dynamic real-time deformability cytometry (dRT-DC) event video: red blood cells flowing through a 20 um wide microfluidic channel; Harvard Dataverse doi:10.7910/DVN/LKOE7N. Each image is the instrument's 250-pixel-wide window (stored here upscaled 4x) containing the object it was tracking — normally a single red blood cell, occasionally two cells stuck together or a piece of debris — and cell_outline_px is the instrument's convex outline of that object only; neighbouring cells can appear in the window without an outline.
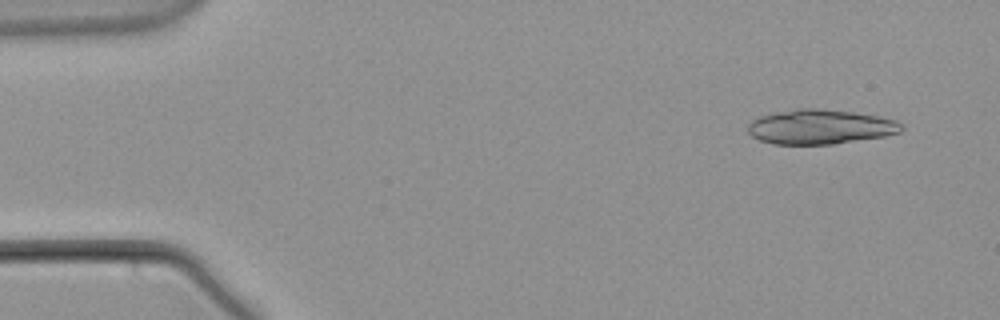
{"species": "common noctule bat (a hibernating species)", "species_latin": "Nyctalus noctula", "temperature_condition": "warm", "stored_images_in_passage": 17, "camera_frame_rate_fps": 3000, "um_per_image_px": 0.085, "animal": {"sex": "male", "body_mass_g": 21.5, "forearm_length_mm": 52.0}, "frame": {"image": 1, "passage_image": 2, "time_ms": 0.333, "image_size_px": [1000, 320], "cell_outline_px": [[904, 128], [900, 132], [884, 136], [832, 144], [772, 144], [760, 140], [752, 136], [748, 132], [748, 124], [752, 120], [760, 116], [776, 112], [796, 108], [816, 108], [852, 112], [880, 116], [896, 120], [904, 124]], "centroid_in_image_um": [69.73, 10.77], "position_along_channel_um": 15.3, "area_um2": 31.04}}